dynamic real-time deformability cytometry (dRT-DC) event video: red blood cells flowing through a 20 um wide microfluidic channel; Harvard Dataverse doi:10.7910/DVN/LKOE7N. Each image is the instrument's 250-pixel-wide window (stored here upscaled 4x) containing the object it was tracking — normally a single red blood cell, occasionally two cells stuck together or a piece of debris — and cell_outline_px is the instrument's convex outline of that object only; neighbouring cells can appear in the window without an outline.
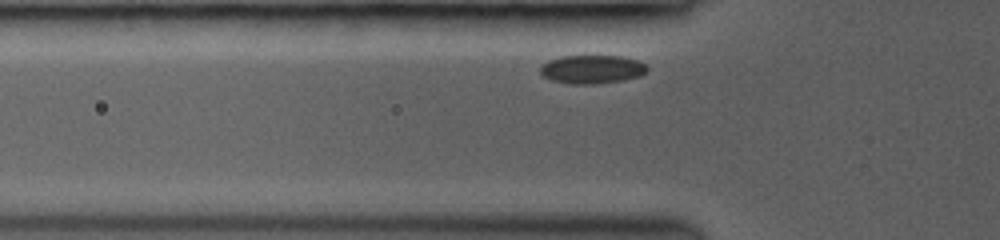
{"species": "common noctule bat (a hibernating species)", "species_latin": "Nyctalus noctula", "temperature_condition": "room temperature", "stored_images_in_passage": 26, "camera_frame_rate_fps": 3000, "um_per_image_px": 0.085, "animal": {"sex": "female", "body_mass_g": 19.0, "forearm_length_mm": 53.3}, "frame": {"image": 1, "passage_image": 3, "time_ms": 0.667, "image_size_px": [1000, 240], "cell_outline_px": [[648, 68], [640, 76], [620, 80], [596, 84], [572, 84], [552, 80], [544, 76], [540, 72], [540, 64], [548, 60], [560, 56], [620, 56], [640, 60]], "centroid_in_image_um": [50.29, 5.88], "position_along_channel_um": 75.5, "area_um2": 17.74}}
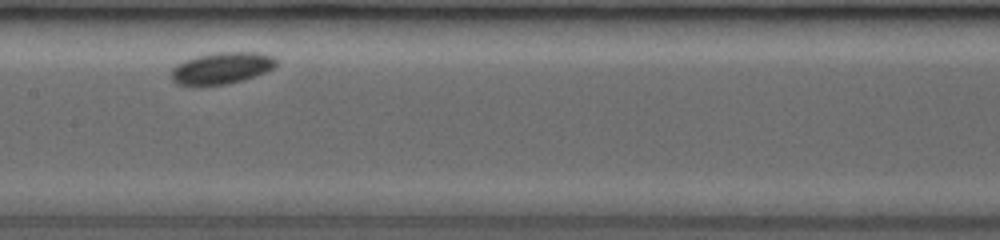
{"frame": {"image": 2, "passage_image": 14, "time_ms": 3.667, "image_size_px": [1000, 240], "cell_outline_px": [[276, 64], [272, 68], [264, 72], [244, 80], [228, 84], [196, 88], [192, 88], [176, 84], [172, 80], [172, 68], [176, 64], [184, 60], [196, 56], [220, 52], [260, 52], [272, 56], [276, 60]], "centroid_in_image_um": [18.76, 5.83], "position_along_channel_um": 188.6, "area_um2": 19.88}}
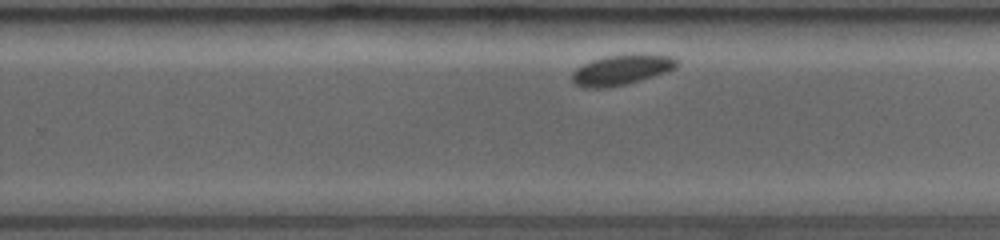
{"frame": {"image": 3, "passage_image": 22, "time_ms": 6.0, "image_size_px": [1000, 240], "cell_outline_px": [[680, 64], [676, 68], [640, 80], [624, 84], [604, 88], [584, 88], [576, 84], [572, 80], [572, 72], [576, 68], [592, 60], [604, 56], [640, 52], [644, 52], [672, 56], [680, 60]], "centroid_in_image_um": [52.88, 5.89], "position_along_channel_um": 276.9, "area_um2": 18.84}}